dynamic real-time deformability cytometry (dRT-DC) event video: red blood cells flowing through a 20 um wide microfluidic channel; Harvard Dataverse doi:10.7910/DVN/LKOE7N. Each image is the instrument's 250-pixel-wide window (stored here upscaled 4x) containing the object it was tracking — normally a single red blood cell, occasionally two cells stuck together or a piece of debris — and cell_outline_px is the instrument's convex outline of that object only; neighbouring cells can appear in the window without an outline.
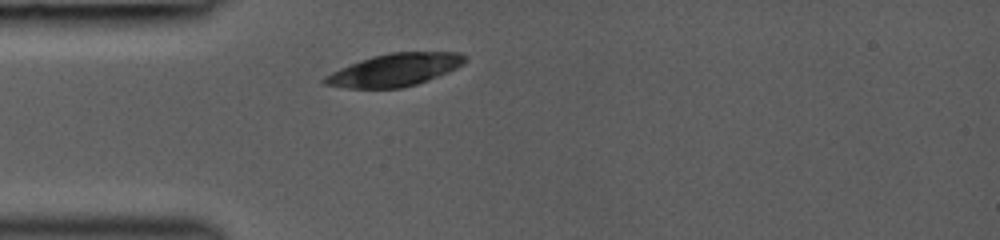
{"species": "common noctule bat (a hibernating species)", "species_latin": "Nyctalus noctula", "temperature_condition": "room temperature", "stored_images_in_passage": 15, "camera_frame_rate_fps": 3000, "um_per_image_px": 0.085, "animal": {"sex": "female", "body_mass_g": 19.0, "forearm_length_mm": 53.3}, "frame": {"image": 1, "passage_image": 1, "time_ms": 0.0, "image_size_px": [1000, 240], "cell_outline_px": [[468, 60], [464, 64], [448, 72], [428, 80], [416, 84], [400, 88], [348, 88], [324, 84], [320, 80], [324, 76], [340, 68], [360, 60], [372, 56], [392, 52], [460, 52], [468, 56]], "centroid_in_image_um": [33.57, 5.93], "position_along_channel_um": 51.4, "area_um2": 26.7}}
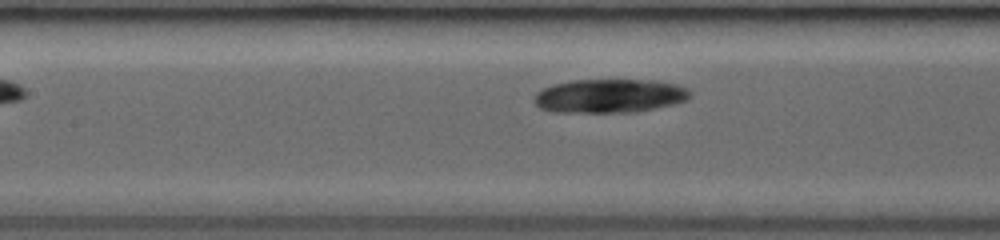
{"frame": {"image": 2, "passage_image": 10, "time_ms": 2.667, "image_size_px": [1000, 240], "cell_outline_px": [[692, 96], [688, 100], [656, 108], [636, 112], [552, 112], [540, 108], [532, 100], [536, 92], [552, 84], [572, 80], [656, 80], [680, 84], [688, 88], [692, 92]], "centroid_in_image_um": [51.85, 8.14], "position_along_channel_um": 155.6, "area_um2": 31.15}}
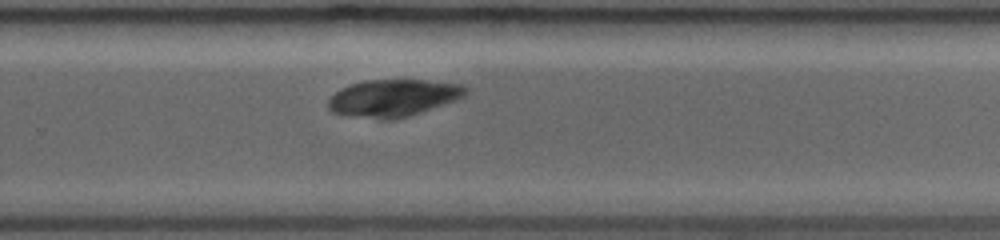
{"frame": {"image": 3, "passage_image": 15, "time_ms": 6.0, "image_size_px": [1000, 240], "cell_outline_px": [[468, 92], [464, 96], [456, 100], [396, 120], [380, 120], [344, 116], [332, 112], [328, 108], [328, 100], [340, 88], [364, 80], [424, 80], [464, 84], [468, 88]], "centroid_in_image_um": [33.4, 8.34], "position_along_channel_um": 296.4, "area_um2": 30.11}}